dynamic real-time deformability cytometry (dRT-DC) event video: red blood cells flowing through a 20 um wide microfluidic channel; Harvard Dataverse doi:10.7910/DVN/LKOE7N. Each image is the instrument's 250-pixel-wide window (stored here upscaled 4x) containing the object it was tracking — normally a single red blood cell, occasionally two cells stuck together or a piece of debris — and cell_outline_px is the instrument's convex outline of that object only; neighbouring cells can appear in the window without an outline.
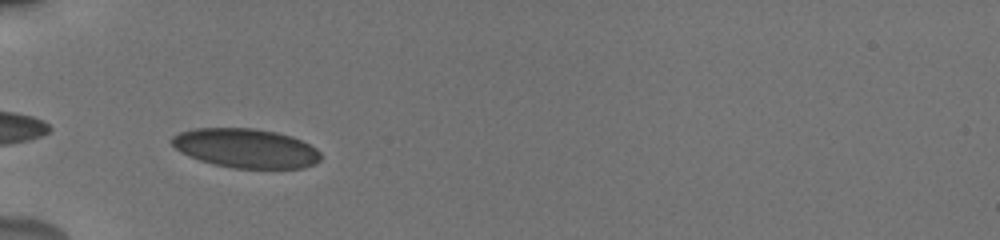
{"species": "human", "species_latin": "Homo sapiens", "temperature_condition": "cold", "stored_images_in_passage": 36, "camera_frame_rate_fps": 3000, "um_per_image_px": 0.085, "donor": {"sex": "male"}, "frame": {"image": 1, "passage_image": 1, "time_ms": 0.0, "image_size_px": [1000, 240], "cell_outline_px": [[320, 160], [316, 164], [304, 168], [232, 168], [212, 164], [188, 156], [180, 152], [168, 140], [172, 136], [180, 132], [192, 128], [256, 128], [276, 132], [292, 136], [316, 148], [320, 152]], "centroid_in_image_um": [20.87, 12.6], "position_along_channel_um": 64.1, "area_um2": 34.33}}
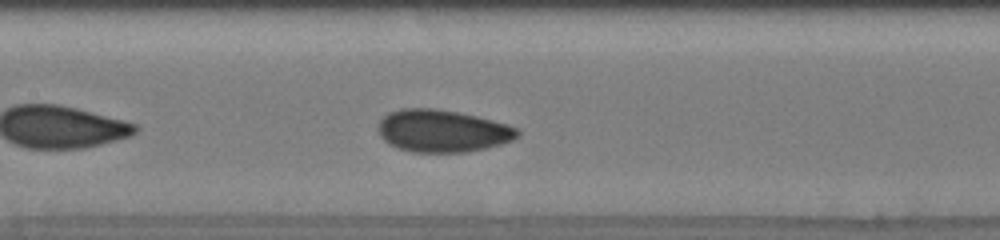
{"frame": {"image": 2, "passage_image": 10, "time_ms": 3.0, "image_size_px": [1000, 240], "cell_outline_px": [[520, 136], [512, 140], [500, 144], [484, 148], [464, 152], [412, 152], [388, 144], [380, 136], [376, 128], [380, 120], [388, 112], [400, 108], [436, 108], [476, 116], [508, 124], [520, 128]], "centroid_in_image_um": [37.59, 11.12], "position_along_channel_um": 169.8, "area_um2": 34.56}}
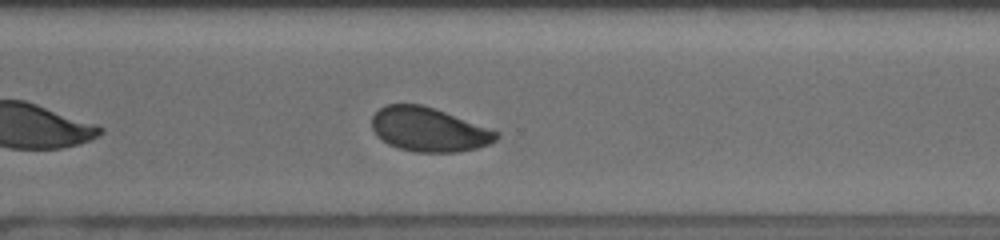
{"frame": {"image": 3, "passage_image": 23, "time_ms": 7.333, "image_size_px": [1000, 240], "cell_outline_px": [[500, 136], [496, 140], [488, 144], [476, 148], [456, 152], [416, 152], [400, 148], [388, 144], [380, 140], [376, 136], [372, 128], [372, 116], [384, 104], [420, 104], [444, 112], [500, 132]], "centroid_in_image_um": [36.41, 11.02], "position_along_channel_um": 334.2, "area_um2": 31.79}, "authors_computed_cell_mechanics": {"area_um2": 33.1194, "velocity_mm_per_s": 3.7978, "shape_relaxation_time_tau1_ms": 5.6487, "shape_relaxation_time_tau2_ms": null, "deformation_change_tau1": 0.0983, "deformation_change_tau2": null}}